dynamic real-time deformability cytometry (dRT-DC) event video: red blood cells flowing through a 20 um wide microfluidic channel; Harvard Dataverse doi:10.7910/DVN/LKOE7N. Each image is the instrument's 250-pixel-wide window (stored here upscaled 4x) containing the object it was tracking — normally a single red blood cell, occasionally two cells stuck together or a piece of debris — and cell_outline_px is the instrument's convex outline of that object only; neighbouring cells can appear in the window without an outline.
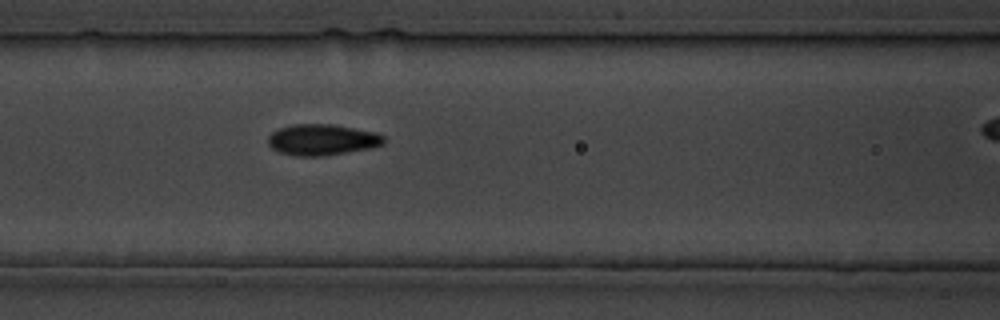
{"species": "common noctule bat (a hibernating species)", "species_latin": "Nyctalus noctula", "temperature_condition": "cold", "stored_images_in_passage": 20, "camera_frame_rate_fps": 3000, "um_per_image_px": 0.085, "animal": {"sex": "male", "body_mass_g": 19.5, "forearm_length_mm": 54.6}, "frame": {"image": 1, "passage_image": 4, "time_ms": 4.333, "image_size_px": [1000, 320], "cell_outline_px": [[384, 144], [368, 148], [320, 156], [296, 156], [280, 152], [272, 148], [268, 144], [268, 136], [272, 132], [280, 128], [292, 124], [332, 124], [376, 132], [384, 136]], "centroid_in_image_um": [27.36, 11.86], "position_along_channel_um": 139.2, "area_um2": 20.75}}